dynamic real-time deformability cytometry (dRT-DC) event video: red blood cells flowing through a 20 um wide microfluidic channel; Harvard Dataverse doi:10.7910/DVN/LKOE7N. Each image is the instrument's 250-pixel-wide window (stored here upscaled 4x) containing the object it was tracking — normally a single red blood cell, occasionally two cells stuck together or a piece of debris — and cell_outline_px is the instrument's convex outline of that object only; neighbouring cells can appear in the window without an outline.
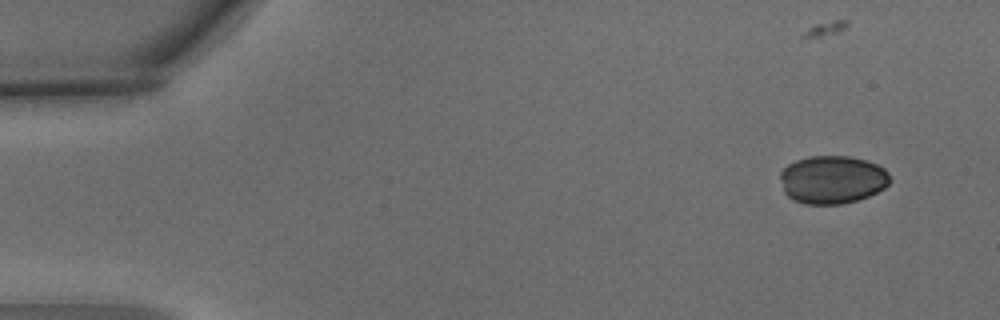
{"species": "common noctule bat (a hibernating species)", "species_latin": "Nyctalus noctula", "temperature_condition": "warm", "stored_images_in_passage": 9, "camera_frame_rate_fps": 3000, "um_per_image_px": 0.085, "animal": {"sex": "male", "body_mass_g": 15.6}, "frame": {"image": 1, "passage_image": 1, "time_ms": 0.0, "image_size_px": [1000, 320], "cell_outline_px": [[892, 180], [884, 188], [868, 196], [856, 200], [840, 204], [804, 204], [792, 200], [784, 192], [780, 176], [780, 172], [788, 164], [796, 160], [812, 156], [848, 156], [864, 160], [876, 164], [884, 168], [888, 172]], "centroid_in_image_um": [70.74, 15.27], "position_along_channel_um": 14.3, "area_um2": 30.75}}
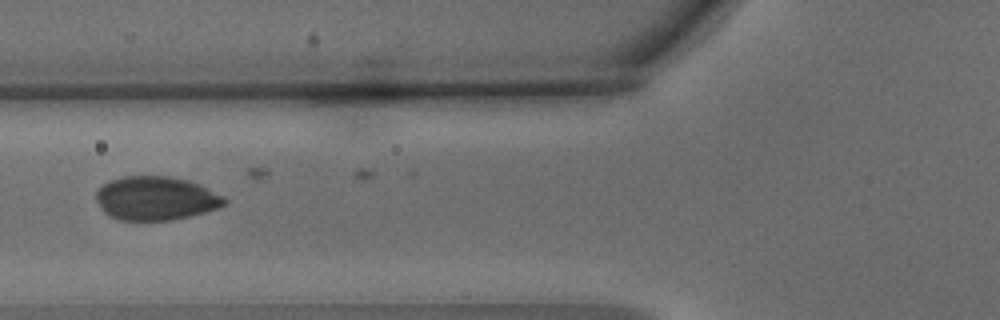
{"frame": {"image": 2, "passage_image": 5, "time_ms": 1.333, "image_size_px": [1000, 320], "cell_outline_px": [[228, 204], [220, 208], [172, 220], [116, 220], [108, 216], [100, 208], [96, 200], [96, 192], [108, 180], [124, 176], [168, 176], [188, 180], [200, 184], [224, 196], [228, 200]], "centroid_in_image_um": [13.26, 16.86], "position_along_channel_um": 112.5, "area_um2": 33.06}}
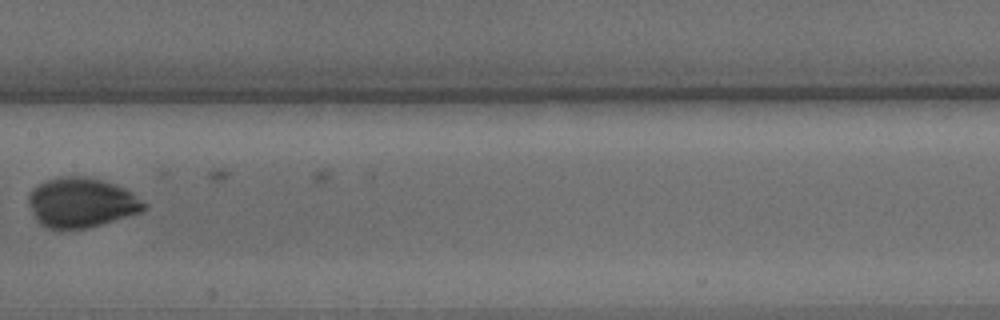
{"frame": {"image": 3, "passage_image": 7, "time_ms": 2.0, "image_size_px": [1000, 320], "cell_outline_px": [[148, 208], [144, 212], [88, 228], [44, 228], [36, 220], [28, 204], [28, 196], [32, 188], [48, 180], [60, 176], [88, 176], [104, 180], [124, 188], [132, 192], [148, 204]], "centroid_in_image_um": [6.95, 17.22], "position_along_channel_um": 200.4, "area_um2": 33.87}}